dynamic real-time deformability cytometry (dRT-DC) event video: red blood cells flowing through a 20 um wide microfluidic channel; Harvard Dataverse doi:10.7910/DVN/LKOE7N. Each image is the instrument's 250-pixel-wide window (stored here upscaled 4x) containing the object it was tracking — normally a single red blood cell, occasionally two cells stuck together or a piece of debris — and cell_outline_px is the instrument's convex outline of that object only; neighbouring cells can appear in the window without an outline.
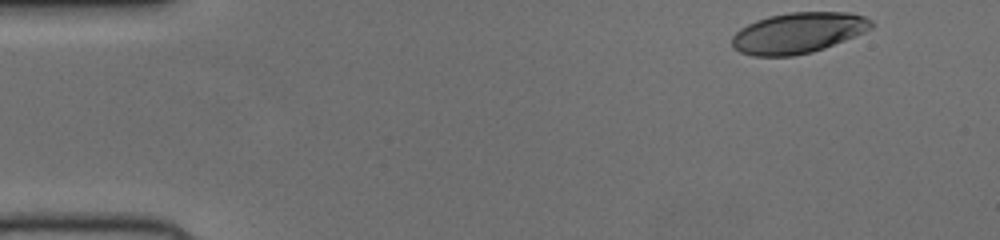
{"species": "human", "species_latin": "Homo sapiens", "temperature_condition": "cold", "stored_images_in_passage": 48, "camera_frame_rate_fps": 3000, "um_per_image_px": 0.085, "donor": {"sex": "female"}, "frame": {"image": 1, "passage_image": 1, "time_ms": 0.0, "image_size_px": [1000, 240], "cell_outline_px": [[872, 28], [864, 32], [824, 48], [812, 52], [792, 56], [752, 56], [740, 52], [732, 44], [732, 36], [740, 28], [756, 20], [768, 16], [788, 12], [852, 12], [864, 16], [872, 20]], "centroid_in_image_um": [67.84, 2.78], "position_along_channel_um": 17.2, "area_um2": 33.06}}
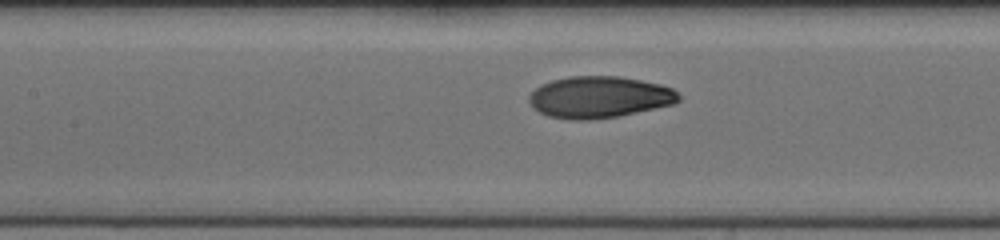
{"frame": {"image": 2, "passage_image": 20, "time_ms": 6.333, "image_size_px": [1000, 240], "cell_outline_px": [[680, 100], [676, 104], [620, 116], [588, 120], [568, 120], [548, 116], [532, 108], [528, 100], [528, 96], [540, 84], [552, 80], [568, 76], [620, 76], [660, 84], [672, 88], [680, 96]], "centroid_in_image_um": [50.93, 8.26], "position_along_channel_um": 156.5, "area_um2": 36.7}}
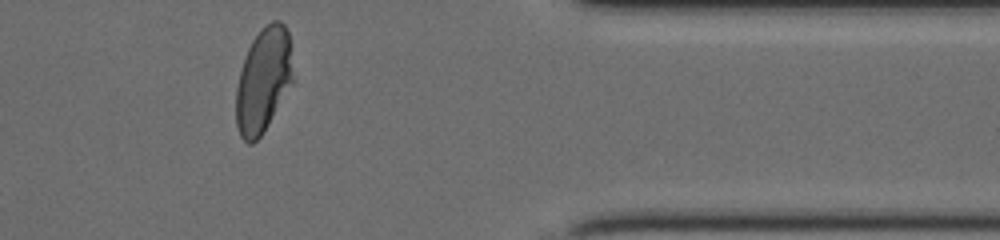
{"frame": {"image": 3, "passage_image": 39, "time_ms": 12.667, "image_size_px": [1000, 240], "cell_outline_px": [[292, 80], [268, 124], [260, 136], [252, 144], [248, 144], [240, 136], [236, 124], [236, 88], [244, 56], [252, 40], [260, 28], [264, 24], [272, 20], [280, 20], [284, 24], [288, 32], [292, 76]], "centroid_in_image_um": [22.34, 6.78], "position_along_channel_um": 389.1, "area_um2": 34.22}}